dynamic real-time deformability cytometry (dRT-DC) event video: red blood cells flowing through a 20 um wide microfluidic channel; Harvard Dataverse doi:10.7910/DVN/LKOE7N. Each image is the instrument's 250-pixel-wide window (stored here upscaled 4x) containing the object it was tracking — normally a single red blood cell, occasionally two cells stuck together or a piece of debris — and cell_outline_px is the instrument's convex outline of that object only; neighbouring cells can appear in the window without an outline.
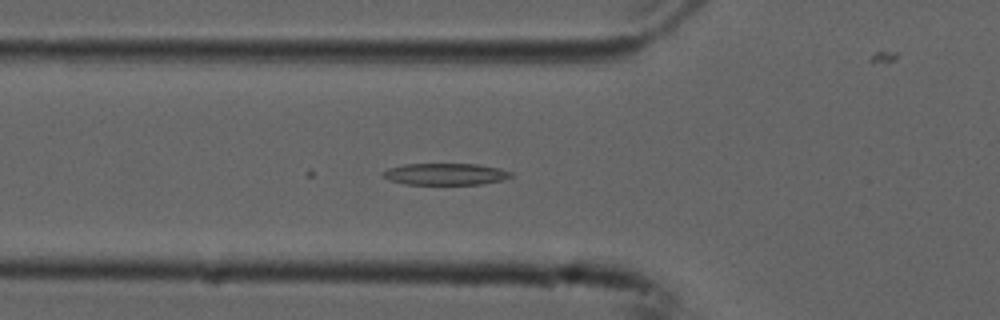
{"species": "common noctule bat (a hibernating species)", "species_latin": "Nyctalus noctula", "temperature_condition": "cold", "stored_images_in_passage": 55, "camera_frame_rate_fps": 3000, "um_per_image_px": 0.085, "animal": {"sex": "male", "forearm_length_mm": 52.5}, "frame": {"image": 1, "passage_image": 19, "time_ms": 6.0, "image_size_px": [1000, 320], "cell_outline_px": [[516, 176], [504, 180], [480, 184], [404, 184], [388, 180], [384, 176], [384, 172], [388, 168], [404, 164], [480, 164], [500, 168], [512, 172]], "centroid_in_image_um": [37.94, 14.79], "position_along_channel_um": 87.9, "area_um2": 16.3}}
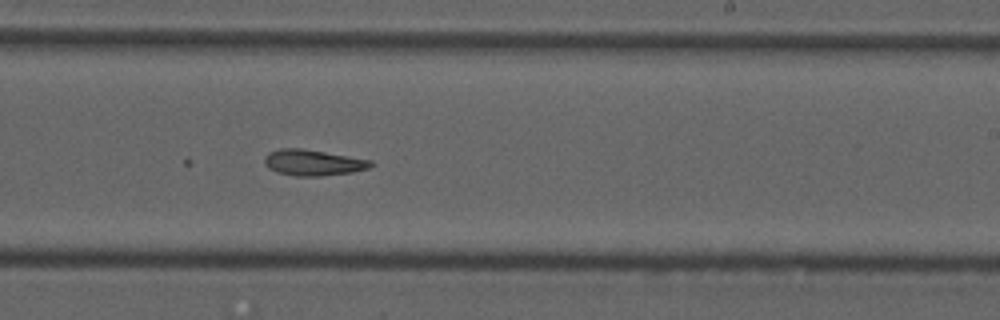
{"frame": {"image": 2, "passage_image": 33, "time_ms": 10.667, "image_size_px": [1000, 320], "cell_outline_px": [[372, 164], [368, 168], [352, 172], [320, 176], [292, 176], [276, 172], [268, 168], [264, 164], [264, 156], [268, 152], [280, 148], [300, 148], [372, 160]], "centroid_in_image_um": [26.54, 13.82], "position_along_channel_um": 262.5, "area_um2": 16.07}}
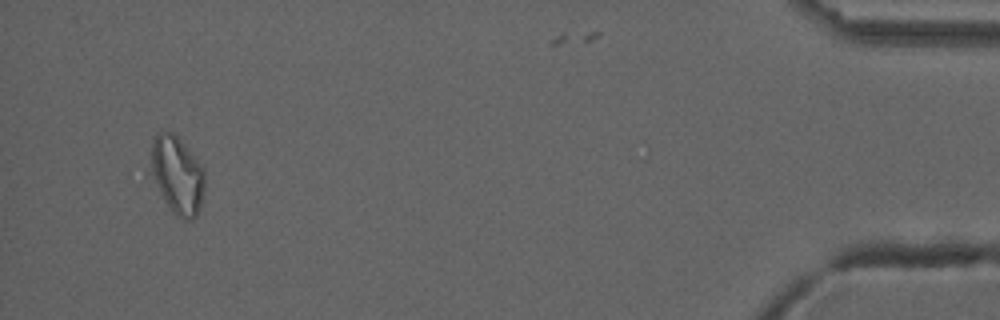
{"frame": {"image": 3, "passage_image": 52, "time_ms": 17.0, "image_size_px": [1000, 320], "cell_outline_px": [[204, 188], [200, 208], [196, 216], [192, 220], [184, 220], [176, 216], [172, 212], [144, 176], [152, 140], [160, 132], [172, 132], [188, 148], [204, 168]], "centroid_in_image_um": [14.93, 14.91], "position_along_channel_um": 420.3, "area_um2": 26.01}}